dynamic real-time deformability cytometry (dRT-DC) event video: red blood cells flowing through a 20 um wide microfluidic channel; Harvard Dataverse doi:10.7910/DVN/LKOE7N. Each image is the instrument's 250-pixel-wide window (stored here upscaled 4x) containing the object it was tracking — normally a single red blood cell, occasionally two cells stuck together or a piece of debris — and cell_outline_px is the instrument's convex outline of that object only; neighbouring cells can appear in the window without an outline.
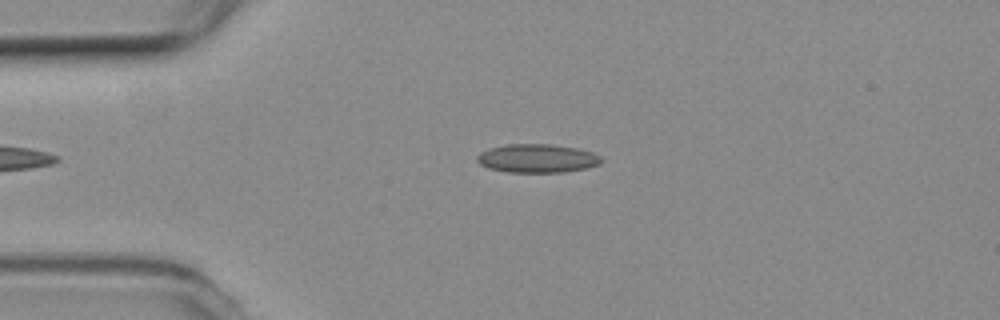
{"species": "common noctule bat (a hibernating species)", "species_latin": "Nyctalus noctula", "temperature_condition": "room temperature", "stored_images_in_passage": 19, "camera_frame_rate_fps": 3000, "um_per_image_px": 0.085, "animal": {"sex": "female", "body_mass_g": 19.3, "forearm_length_mm": 54.1}, "frame": {"image": 1, "passage_image": 5, "time_ms": 1.333, "image_size_px": [1000, 320], "cell_outline_px": [[604, 160], [600, 164], [584, 168], [564, 172], [508, 172], [488, 168], [480, 164], [476, 160], [476, 156], [480, 152], [488, 148], [508, 144], [552, 144], [576, 148], [592, 152], [600, 156]], "centroid_in_image_um": [45.64, 13.46], "position_along_channel_um": 39.4, "area_um2": 20.75}}
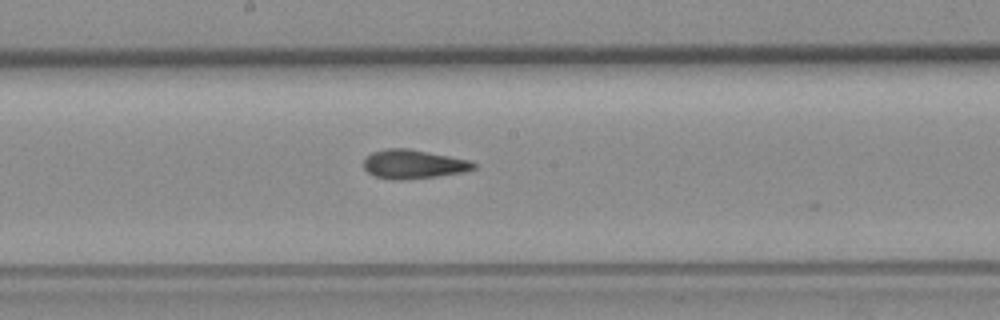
{"frame": {"image": 2, "passage_image": 15, "time_ms": 4.667, "image_size_px": [1000, 320], "cell_outline_px": [[476, 168], [464, 172], [436, 176], [404, 180], [392, 180], [372, 176], [364, 168], [364, 160], [372, 152], [388, 148], [408, 148], [468, 160], [476, 164]], "centroid_in_image_um": [35.11, 13.97], "position_along_channel_um": 213.1, "area_um2": 18.5}}
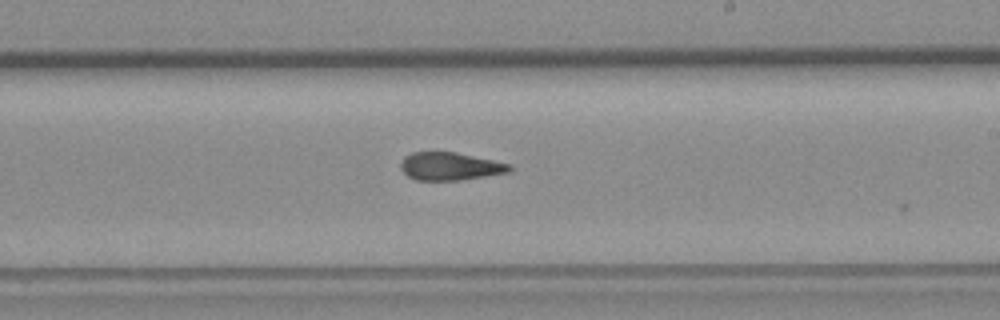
{"frame": {"image": 3, "passage_image": 18, "time_ms": 5.667, "image_size_px": [1000, 320], "cell_outline_px": [[512, 168], [508, 172], [484, 176], [456, 180], [416, 180], [408, 176], [400, 168], [400, 164], [404, 156], [412, 152], [456, 152], [512, 164]], "centroid_in_image_um": [38.23, 14.12], "position_along_channel_um": 250.8, "area_um2": 17.57}}